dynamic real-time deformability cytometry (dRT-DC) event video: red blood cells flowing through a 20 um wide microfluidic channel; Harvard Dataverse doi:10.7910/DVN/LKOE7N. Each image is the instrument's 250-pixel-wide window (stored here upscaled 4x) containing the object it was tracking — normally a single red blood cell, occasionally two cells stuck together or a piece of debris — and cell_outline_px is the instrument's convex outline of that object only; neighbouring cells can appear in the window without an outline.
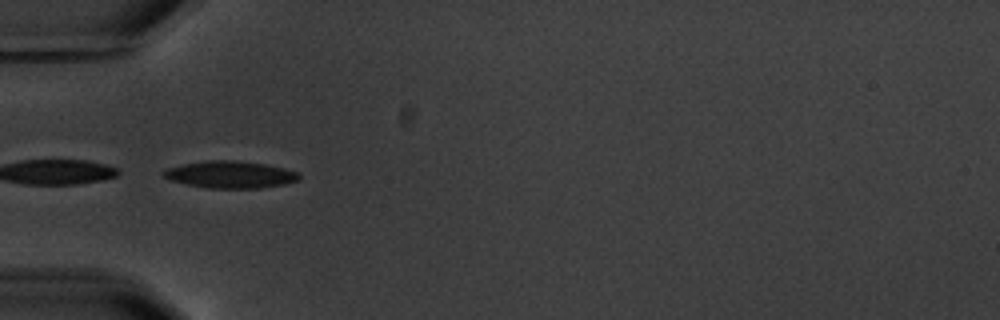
{"species": "common noctule bat (a hibernating species)", "species_latin": "Nyctalus noctula", "temperature_condition": "warm", "stored_images_in_passage": 9, "camera_frame_rate_fps": 3000, "um_per_image_px": 0.085, "animal": {"sex": "male", "body_mass_g": 20.1, "forearm_length_mm": 53.5}, "frame": {"image": 1, "passage_image": 3, "time_ms": 2.333, "image_size_px": [1000, 320], "cell_outline_px": [[300, 180], [284, 184], [260, 188], [208, 188], [188, 184], [172, 180], [164, 176], [160, 172], [164, 168], [204, 160], [236, 160], [264, 164], [284, 168], [296, 172], [300, 176]], "centroid_in_image_um": [19.55, 14.83], "position_along_channel_um": 65.4, "area_um2": 21.33}}
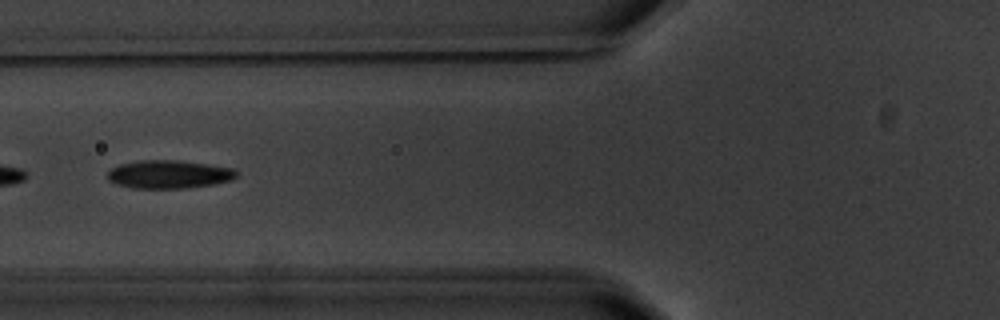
{"frame": {"image": 2, "passage_image": 4, "time_ms": 3.667, "image_size_px": [1000, 320], "cell_outline_px": [[240, 176], [232, 180], [212, 184], [188, 188], [132, 188], [116, 184], [108, 180], [108, 172], [112, 168], [120, 164], [144, 160], [176, 160], [236, 168], [240, 172]], "centroid_in_image_um": [14.42, 14.82], "position_along_channel_um": 111.4, "area_um2": 21.33}}
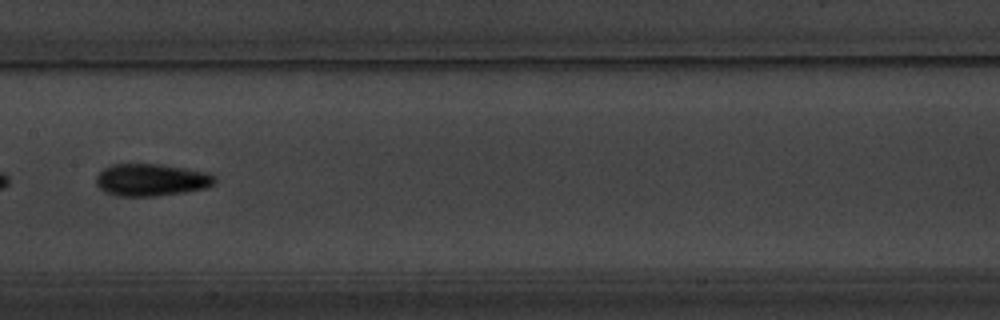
{"frame": {"image": 3, "passage_image": 6, "time_ms": 6.0, "image_size_px": [1000, 320], "cell_outline_px": [[216, 180], [208, 188], [184, 192], [156, 196], [116, 196], [104, 192], [96, 184], [96, 176], [104, 168], [112, 164], [160, 164], [208, 172], [216, 176]], "centroid_in_image_um": [12.86, 15.29], "position_along_channel_um": 194.5, "area_um2": 22.43}}